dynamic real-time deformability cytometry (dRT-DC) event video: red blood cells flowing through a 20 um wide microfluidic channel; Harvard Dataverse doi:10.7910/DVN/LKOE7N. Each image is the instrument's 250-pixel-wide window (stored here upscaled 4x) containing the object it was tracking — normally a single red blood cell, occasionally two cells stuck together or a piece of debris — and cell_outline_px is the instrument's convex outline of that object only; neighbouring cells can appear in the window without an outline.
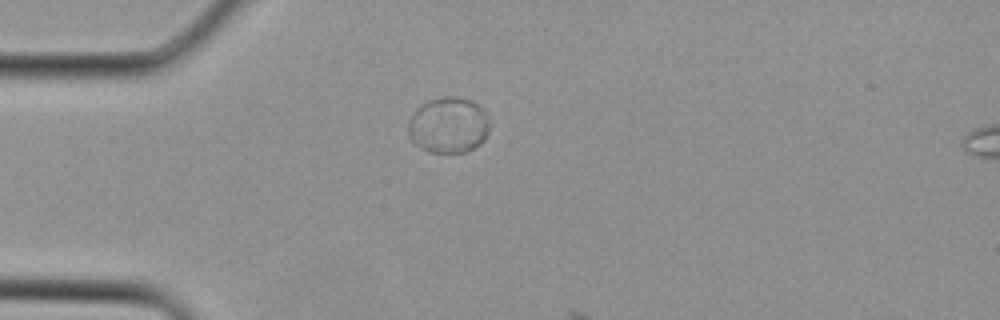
{"species": "Egyptian fruit bat (a non-hibernating species)", "species_latin": "Rousettus aegyptiacus", "temperature_condition": "cold", "stored_images_in_passage": 2, "camera_frame_rate_fps": 3000, "um_per_image_px": 0.085, "animal": {"sex": "female"}, "frame": {"image": 1, "passage_image": 1, "time_ms": 0.0, "image_size_px": [1000, 320], "cell_outline_px": [[488, 132], [484, 140], [480, 144], [464, 152], [428, 152], [412, 144], [408, 136], [408, 120], [416, 108], [428, 100], [444, 96], [452, 96], [472, 100], [480, 104], [488, 112]], "centroid_in_image_um": [38.1, 10.62], "position_along_channel_um": 46.9, "area_um2": 27.05}}